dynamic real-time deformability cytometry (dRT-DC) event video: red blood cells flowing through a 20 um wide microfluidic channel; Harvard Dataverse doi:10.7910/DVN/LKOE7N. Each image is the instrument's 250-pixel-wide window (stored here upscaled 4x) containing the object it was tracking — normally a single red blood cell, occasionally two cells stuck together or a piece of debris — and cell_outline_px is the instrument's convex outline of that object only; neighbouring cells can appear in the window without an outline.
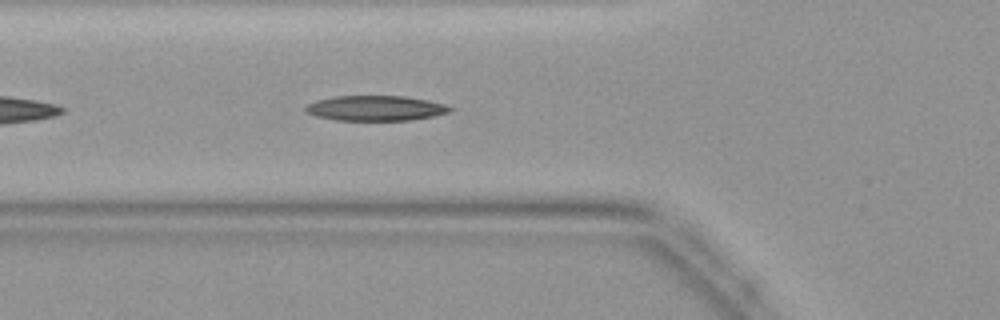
{"species": "common noctule bat (a hibernating species)", "species_latin": "Nyctalus noctula", "temperature_condition": "warm", "stored_images_in_passage": 29, "camera_frame_rate_fps": 3000, "um_per_image_px": 0.085, "animal": {"sex": "female", "body_mass_g": 19.9}, "frame": {"image": 1, "passage_image": 5, "time_ms": 1.333, "image_size_px": [1000, 320], "cell_outline_px": [[452, 112], [432, 116], [408, 120], [336, 120], [316, 116], [304, 112], [304, 108], [308, 104], [316, 100], [332, 96], [404, 96], [428, 100], [448, 104], [452, 108]], "centroid_in_image_um": [31.92, 9.19], "position_along_channel_um": 93.9, "area_um2": 21.27}}
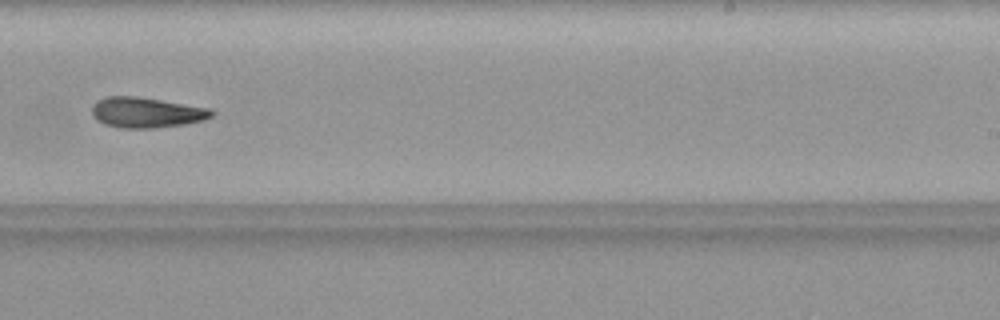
{"frame": {"image": 2, "passage_image": 17, "time_ms": 5.333, "image_size_px": [1000, 320], "cell_outline_px": [[216, 112], [212, 116], [204, 120], [184, 124], [152, 128], [120, 128], [104, 124], [92, 116], [92, 104], [96, 100], [108, 96], [136, 96], [212, 108]], "centroid_in_image_um": [12.44, 9.55], "position_along_channel_um": 276.6, "area_um2": 21.39}}